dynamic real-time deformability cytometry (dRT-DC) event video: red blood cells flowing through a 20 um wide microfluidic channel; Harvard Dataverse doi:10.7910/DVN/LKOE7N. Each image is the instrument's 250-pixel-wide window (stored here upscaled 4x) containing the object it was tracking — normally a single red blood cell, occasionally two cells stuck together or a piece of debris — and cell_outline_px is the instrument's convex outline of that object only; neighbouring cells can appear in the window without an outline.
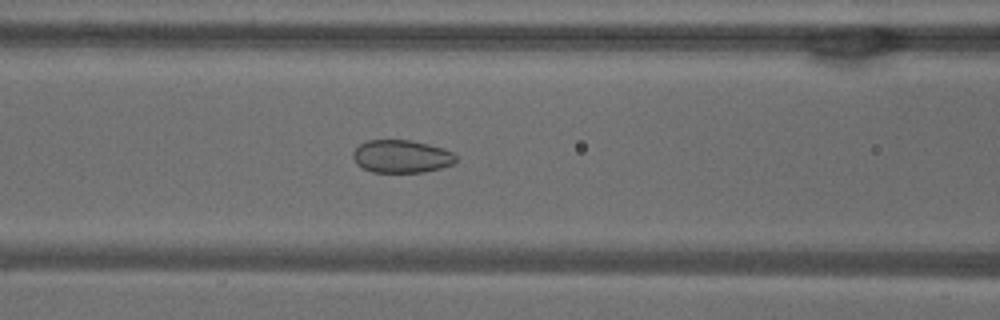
{"species": "common noctule bat (a hibernating species)", "species_latin": "Nyctalus noctula", "temperature_condition": "warm", "stored_images_in_passage": 53, "camera_frame_rate_fps": 3000, "um_per_image_px": 0.085, "animal": {"sex": "male", "body_mass_g": 18.8}, "frame": {"image": 1, "passage_image": 22, "time_ms": 7.0, "image_size_px": [1000, 320], "cell_outline_px": [[456, 160], [452, 164], [440, 168], [424, 172], [372, 172], [356, 164], [352, 156], [352, 152], [360, 144], [368, 140], [408, 140], [428, 144], [444, 148], [452, 152], [456, 156]], "centroid_in_image_um": [34.11, 13.29], "position_along_channel_um": 132.5, "area_um2": 19.65}}
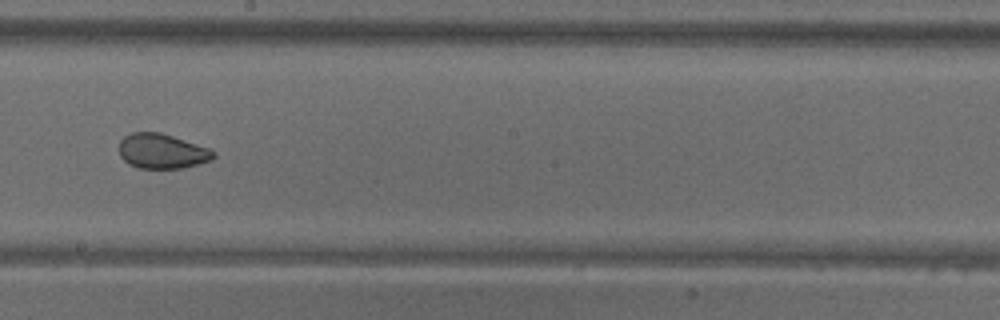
{"frame": {"image": 2, "passage_image": 30, "time_ms": 9.667, "image_size_px": [1000, 320], "cell_outline_px": [[216, 156], [212, 160], [184, 168], [140, 168], [128, 164], [120, 156], [120, 140], [124, 136], [132, 132], [160, 132], [208, 148], [216, 152]], "centroid_in_image_um": [13.77, 12.85], "position_along_channel_um": 234.4, "area_um2": 19.13}}
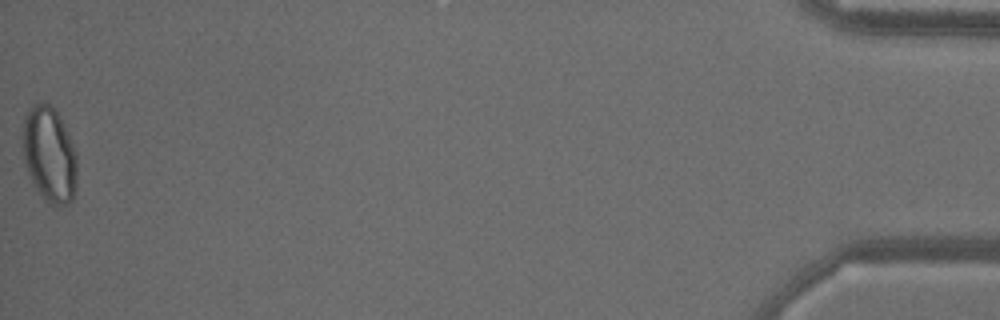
{"frame": {"image": 3, "passage_image": 53, "time_ms": 17.333, "image_size_px": [1000, 320], "cell_outline_px": [[76, 188], [72, 200], [68, 204], [52, 208], [44, 200], [36, 188], [24, 164], [24, 116], [36, 104], [44, 100], [56, 108], [68, 132], [76, 152]], "centroid_in_image_um": [4.23, 13.16], "position_along_channel_um": 431.0, "area_um2": 30.46}, "authors_computed_cell_mechanics": {"area_um2": 24.5072, "velocity_mm_per_s": 3.8299, "shape_relaxation_time_tau1_ms": null, "shape_relaxation_time_tau2_ms": 1.269, "deformation_change_tau1": null, "deformation_change_tau2": 0.0512}}